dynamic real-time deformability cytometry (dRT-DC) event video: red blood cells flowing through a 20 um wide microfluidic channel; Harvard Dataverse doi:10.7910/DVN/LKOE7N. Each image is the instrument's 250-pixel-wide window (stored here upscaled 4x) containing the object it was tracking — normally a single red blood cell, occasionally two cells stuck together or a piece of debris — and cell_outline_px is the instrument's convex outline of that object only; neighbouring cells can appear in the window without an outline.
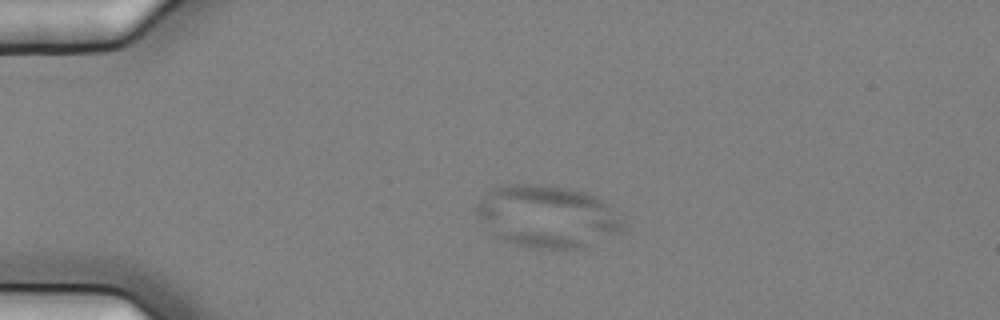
{"species": "common noctule bat (a hibernating species)", "species_latin": "Nyctalus noctula", "temperature_condition": "cold", "stored_images_in_passage": 44, "camera_frame_rate_fps": 3000, "um_per_image_px": 0.085, "animal": {"sex": "female", "body_mass_g": 25.1}, "frame": {"image": 1, "passage_image": 1, "time_ms": 0.0, "image_size_px": [1000, 320], "cell_outline_px": [[628, 224], [620, 232], [584, 248], [540, 248], [516, 244], [504, 240], [496, 236], [480, 220], [476, 212], [476, 204], [492, 188], [512, 184], [540, 184], [568, 188], [584, 192], [596, 196], [604, 200], [624, 216]], "centroid_in_image_um": [46.61, 18.38], "position_along_channel_um": 38.4, "area_um2": 53.41}}
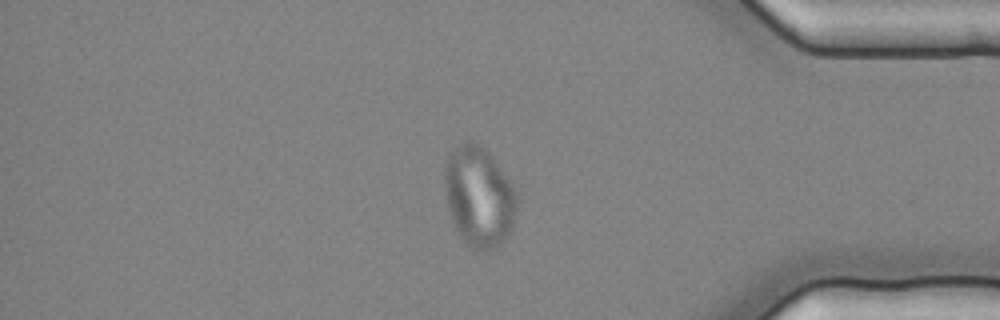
{"frame": {"image": 2, "passage_image": 36, "time_ms": 11.667, "image_size_px": [1000, 320], "cell_outline_px": [[520, 200], [512, 228], [508, 236], [500, 244], [492, 248], [476, 248], [468, 244], [460, 236], [452, 220], [448, 208], [444, 188], [444, 168], [448, 156], [452, 148], [464, 140], [468, 140], [480, 144], [488, 152], [516, 188], [520, 196]], "centroid_in_image_um": [40.73, 16.66], "position_along_channel_um": 394.5, "area_um2": 42.6}}
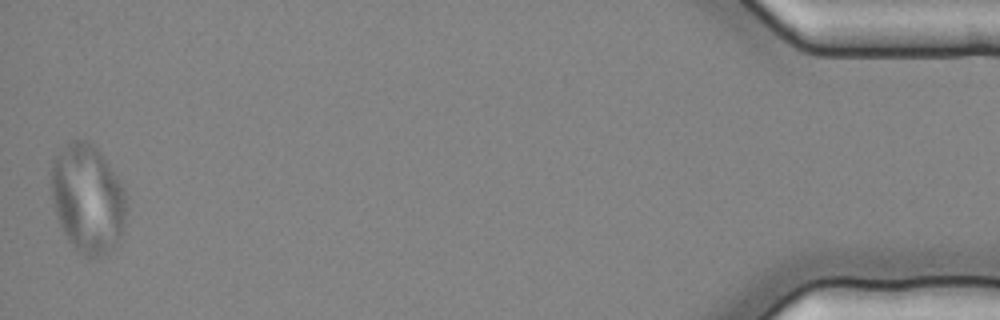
{"frame": {"image": 3, "passage_image": 44, "time_ms": 14.333, "image_size_px": [1000, 320], "cell_outline_px": [[128, 196], [124, 224], [120, 244], [108, 252], [100, 256], [84, 256], [68, 240], [60, 224], [52, 204], [52, 164], [56, 156], [72, 140], [84, 140], [92, 144], [100, 152], [124, 188]], "centroid_in_image_um": [7.49, 16.92], "position_along_channel_um": 427.7, "area_um2": 47.4}}